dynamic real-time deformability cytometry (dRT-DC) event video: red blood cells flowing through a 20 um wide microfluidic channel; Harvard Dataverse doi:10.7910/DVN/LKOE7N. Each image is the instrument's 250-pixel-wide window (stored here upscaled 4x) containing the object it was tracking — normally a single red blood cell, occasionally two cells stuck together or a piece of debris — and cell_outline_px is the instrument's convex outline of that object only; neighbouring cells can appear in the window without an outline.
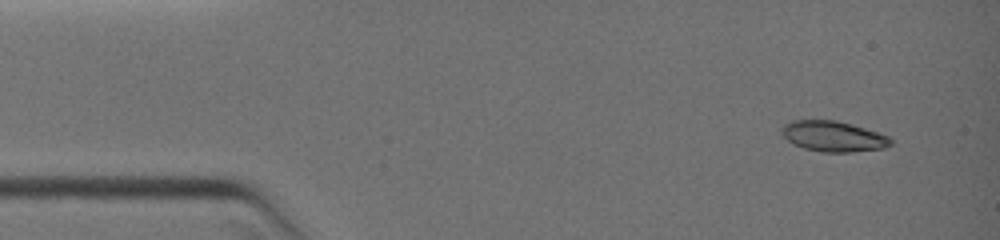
{"species": "common noctule bat (a hibernating species)", "species_latin": "Nyctalus noctula", "temperature_condition": "warm", "stored_images_in_passage": 18, "camera_frame_rate_fps": 3000, "um_per_image_px": 0.085, "animal": {"sex": "female", "body_mass_g": 19.0, "forearm_length_mm": 51.5}, "frame": {"image": 1, "passage_image": 1, "time_ms": 0.0, "image_size_px": [1000, 240], "cell_outline_px": [[892, 144], [884, 148], [852, 152], [820, 152], [804, 148], [792, 144], [780, 132], [780, 128], [784, 124], [792, 120], [836, 120], [852, 124], [888, 136], [892, 140]], "centroid_in_image_um": [70.79, 11.59], "position_along_channel_um": 14.2, "area_um2": 19.48}}
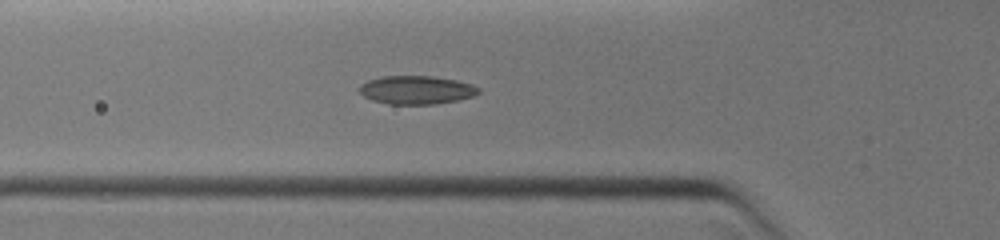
{"frame": {"image": 2, "passage_image": 11, "time_ms": 3.667, "image_size_px": [1000, 240], "cell_outline_px": [[480, 92], [476, 96], [436, 104], [388, 104], [372, 100], [364, 96], [360, 92], [360, 84], [368, 80], [380, 76], [432, 76], [456, 80], [472, 84], [480, 88]], "centroid_in_image_um": [35.41, 7.64], "position_along_channel_um": 90.4, "area_um2": 19.83}}
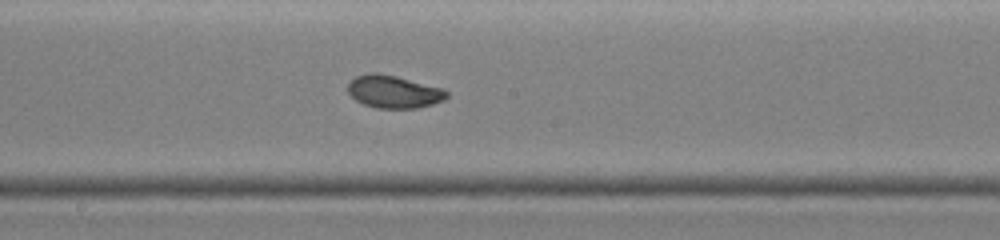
{"frame": {"image": 3, "passage_image": 18, "time_ms": 6.333, "image_size_px": [1000, 240], "cell_outline_px": [[448, 96], [444, 100], [432, 104], [416, 108], [376, 108], [364, 104], [356, 100], [348, 92], [348, 84], [356, 76], [368, 72], [380, 72], [444, 88], [448, 92]], "centroid_in_image_um": [33.47, 7.78], "position_along_channel_um": 214.7, "area_um2": 18.9}}